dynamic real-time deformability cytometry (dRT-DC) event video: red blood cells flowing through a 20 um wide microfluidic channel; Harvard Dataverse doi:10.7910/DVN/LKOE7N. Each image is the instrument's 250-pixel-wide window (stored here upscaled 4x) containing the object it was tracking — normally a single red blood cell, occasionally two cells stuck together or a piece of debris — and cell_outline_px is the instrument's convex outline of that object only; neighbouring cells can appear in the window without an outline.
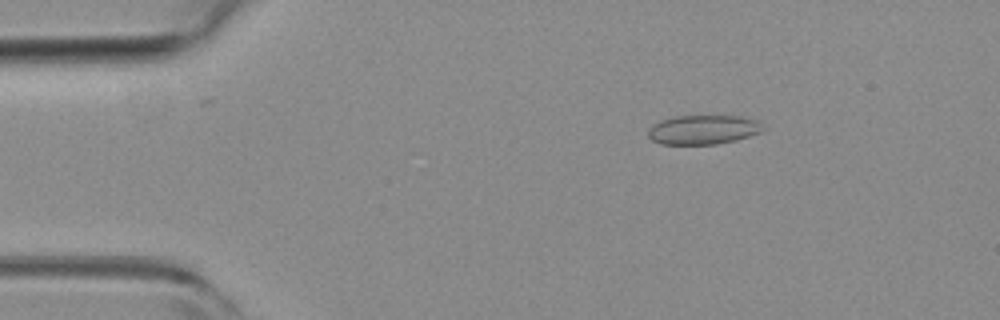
{"species": "common noctule bat (a hibernating species)", "species_latin": "Nyctalus noctula", "temperature_condition": "room temperature", "stored_images_in_passage": 5, "camera_frame_rate_fps": 3000, "um_per_image_px": 0.085, "animal": {"sex": "female", "body_mass_g": 19.3, "forearm_length_mm": 54.1}, "frame": {"image": 1, "passage_image": 3, "time_ms": 0.667, "image_size_px": [1000, 320], "cell_outline_px": [[768, 128], [764, 132], [736, 140], [716, 144], [660, 144], [652, 140], [648, 136], [648, 132], [652, 124], [660, 120], [676, 116], [740, 116], [756, 120]], "centroid_in_image_um": [59.82, 11.02], "position_along_channel_um": 25.2, "area_um2": 19.83}}
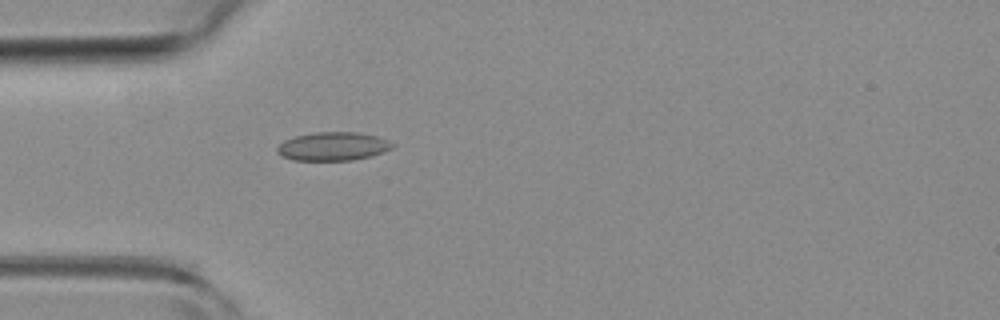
{"frame": {"image": 2, "passage_image": 5, "time_ms": 1.333, "image_size_px": [1000, 320], "cell_outline_px": [[396, 144], [392, 148], [384, 152], [372, 156], [352, 160], [292, 160], [280, 156], [276, 152], [276, 148], [284, 140], [296, 136], [312, 132], [360, 132], [376, 136], [388, 140]], "centroid_in_image_um": [28.3, 12.44], "position_along_channel_um": 56.7, "area_um2": 19.36}}